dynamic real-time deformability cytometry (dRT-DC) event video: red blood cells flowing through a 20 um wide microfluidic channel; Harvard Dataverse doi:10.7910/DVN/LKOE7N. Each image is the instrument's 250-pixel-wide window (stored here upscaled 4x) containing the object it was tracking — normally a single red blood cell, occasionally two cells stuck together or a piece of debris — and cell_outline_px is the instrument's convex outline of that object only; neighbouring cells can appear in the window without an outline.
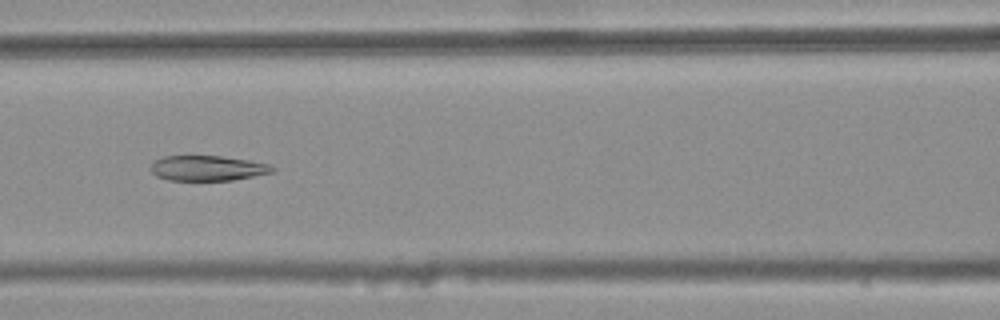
{"species": "common noctule bat (a hibernating species)", "species_latin": "Nyctalus noctula", "temperature_condition": "warm", "stored_images_in_passage": 32, "camera_frame_rate_fps": 3000, "um_per_image_px": 0.085, "animal": {"sex": "female", "body_mass_g": 25.1}, "frame": {"image": 1, "passage_image": 9, "time_ms": 2.667, "image_size_px": [1000, 320], "cell_outline_px": [[276, 168], [272, 172], [232, 180], [168, 180], [156, 176], [152, 172], [152, 164], [156, 160], [164, 156], [220, 156], [248, 160], [268, 164]], "centroid_in_image_um": [17.63, 14.29], "position_along_channel_um": 149.0, "area_um2": 17.57}}
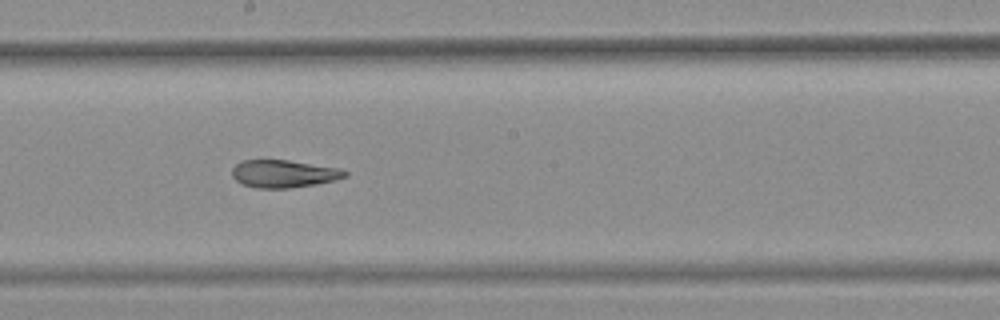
{"frame": {"image": 2, "passage_image": 15, "time_ms": 4.667, "image_size_px": [1000, 320], "cell_outline_px": [[348, 176], [336, 180], [316, 184], [288, 188], [256, 188], [244, 184], [236, 180], [232, 176], [232, 168], [236, 164], [244, 160], [288, 160], [340, 168], [348, 172]], "centroid_in_image_um": [24.14, 14.77], "position_along_channel_um": 224.1, "area_um2": 18.15}}
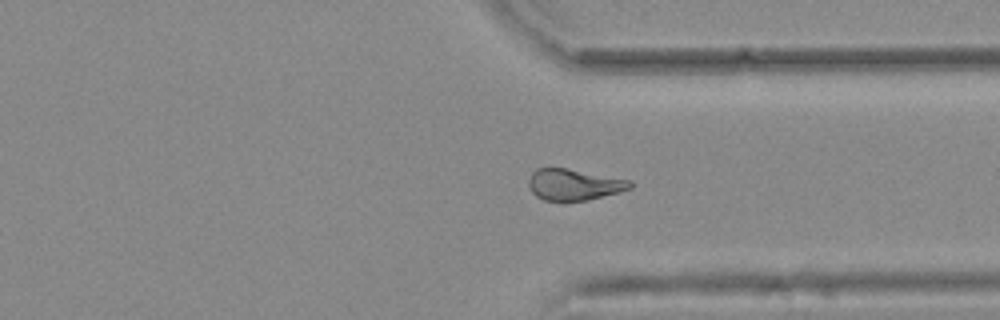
{"frame": {"image": 3, "passage_image": 26, "time_ms": 8.333, "image_size_px": [1000, 320], "cell_outline_px": [[632, 188], [588, 200], [544, 200], [536, 196], [532, 192], [528, 184], [528, 180], [532, 172], [536, 168], [568, 168], [632, 180]], "centroid_in_image_um": [48.78, 15.67], "position_along_channel_um": 362.6, "area_um2": 18.44}, "authors_computed_cell_mechanics": {"area_um2": 18.8428, "velocity_mm_per_s": 3.7676, "shape_relaxation_time_tau1_ms": null, "shape_relaxation_time_tau2_ms": 4.1942, "deformation_change_tau1": null, "deformation_change_tau2": 0.0972}}